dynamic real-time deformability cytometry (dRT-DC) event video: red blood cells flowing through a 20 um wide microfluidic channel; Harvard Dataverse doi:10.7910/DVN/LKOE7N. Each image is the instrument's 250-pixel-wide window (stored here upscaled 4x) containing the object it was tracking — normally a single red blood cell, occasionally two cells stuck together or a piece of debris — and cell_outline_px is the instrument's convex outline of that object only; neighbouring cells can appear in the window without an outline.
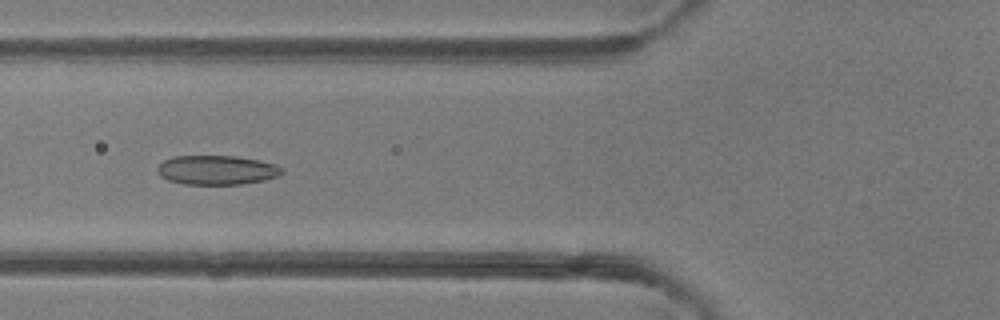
{"species": "common noctule bat (a hibernating species)", "species_latin": "Nyctalus noctula", "temperature_condition": "room temperature", "stored_images_in_passage": 45, "camera_frame_rate_fps": 3000, "um_per_image_px": 0.085, "animal": {"sex": "female"}, "frame": {"image": 1, "passage_image": 14, "time_ms": 4.333, "image_size_px": [1000, 320], "cell_outline_px": [[284, 172], [276, 176], [264, 180], [240, 184], [184, 184], [168, 180], [160, 176], [156, 172], [156, 168], [164, 160], [172, 156], [236, 156], [260, 160], [276, 164]], "centroid_in_image_um": [18.39, 14.45], "position_along_channel_um": 107.4, "area_um2": 21.27}}
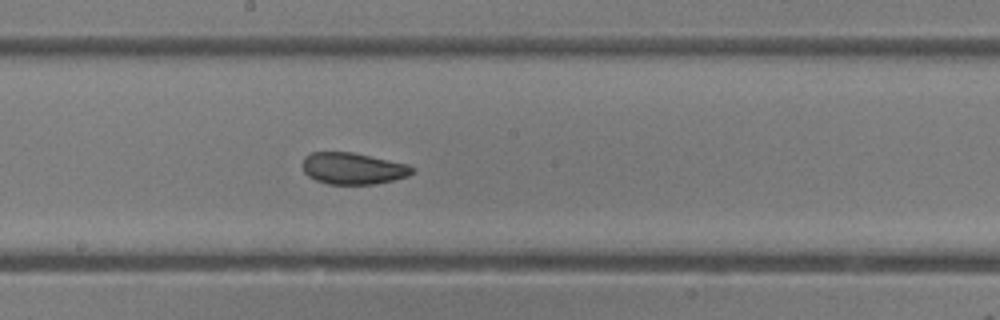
{"frame": {"image": 2, "passage_image": 22, "time_ms": 7.0, "image_size_px": [1000, 320], "cell_outline_px": [[416, 168], [408, 176], [392, 180], [372, 184], [328, 184], [316, 180], [308, 176], [304, 172], [300, 164], [304, 156], [312, 152], [352, 152], [408, 164]], "centroid_in_image_um": [29.96, 14.31], "position_along_channel_um": 218.2, "area_um2": 20.29}}
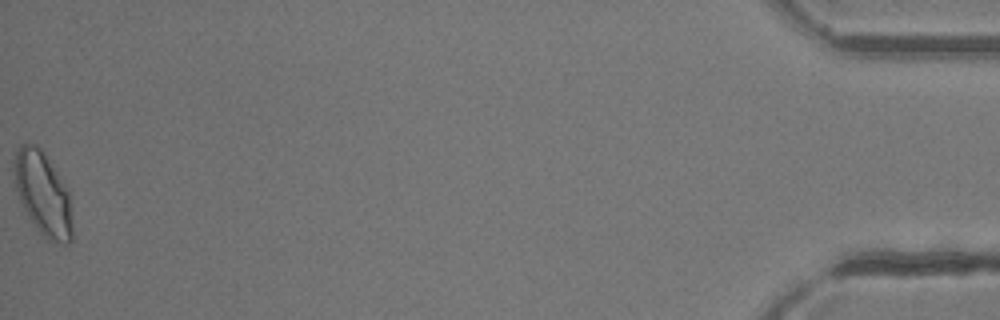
{"frame": {"image": 3, "passage_image": 45, "time_ms": 14.667, "image_size_px": [1000, 320], "cell_outline_px": [[72, 240], [68, 244], [64, 244], [48, 240], [40, 232], [28, 216], [20, 200], [16, 188], [12, 168], [12, 160], [16, 148], [20, 144], [36, 144], [40, 148], [56, 172], [68, 192], [72, 216]], "centroid_in_image_um": [3.62, 16.46], "position_along_channel_um": 431.6, "area_um2": 28.15}, "authors_computed_cell_mechanics": {"area_um2": 21.8484, "velocity_mm_per_s": 4.1465, "shape_relaxation_time_tau1_ms": 4.3958, "shape_relaxation_time_tau2_ms": 1.2304, "deformation_change_tau1": 0.1196, "deformation_change_tau2": 0.0671}}